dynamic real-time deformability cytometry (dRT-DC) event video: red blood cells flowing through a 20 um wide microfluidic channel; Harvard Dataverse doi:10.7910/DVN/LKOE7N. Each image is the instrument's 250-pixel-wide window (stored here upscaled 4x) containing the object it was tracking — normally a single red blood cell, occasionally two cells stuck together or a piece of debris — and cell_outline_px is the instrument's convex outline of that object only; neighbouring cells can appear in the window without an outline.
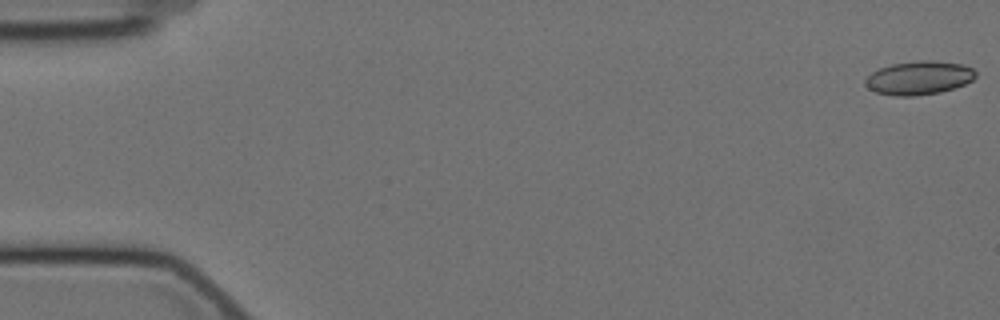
{"species": "Egyptian fruit bat (a non-hibernating species)", "species_latin": "Rousettus aegyptiacus", "temperature_condition": "cold", "stored_images_in_passage": 10, "camera_frame_rate_fps": 3000, "um_per_image_px": 0.085, "animal": {"sex": "female"}, "frame": {"image": 1, "passage_image": 1, "time_ms": 0.0, "image_size_px": [1000, 320], "cell_outline_px": [[976, 76], [972, 80], [964, 84], [940, 92], [912, 96], [896, 96], [876, 92], [868, 88], [864, 84], [864, 80], [872, 72], [880, 68], [892, 64], [916, 60], [932, 60], [964, 64], [972, 68], [976, 72]], "centroid_in_image_um": [78.1, 6.61], "position_along_channel_um": 6.9, "area_um2": 21.62}}